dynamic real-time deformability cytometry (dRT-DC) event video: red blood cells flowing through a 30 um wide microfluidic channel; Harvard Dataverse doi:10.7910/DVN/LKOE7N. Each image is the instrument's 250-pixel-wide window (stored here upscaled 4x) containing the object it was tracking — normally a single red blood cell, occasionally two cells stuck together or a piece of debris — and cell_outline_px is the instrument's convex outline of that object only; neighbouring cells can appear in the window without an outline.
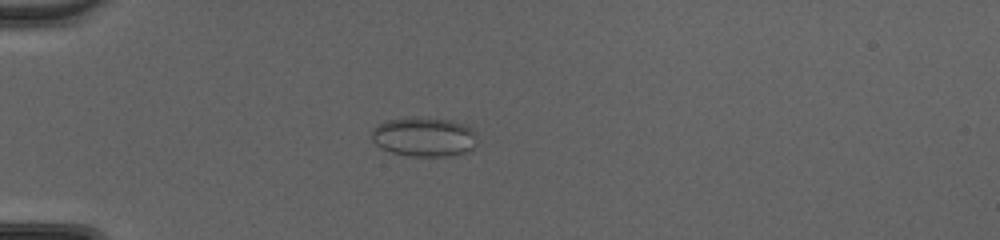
{"species": "common noctule bat (a hibernating species)", "species_latin": "Nyctalus noctula", "temperature_condition": "cold", "stored_images_in_passage": 49, "camera_frame_rate_fps": 3000, "um_per_image_px": 0.085, "animal": {"sex": "female", "body_mass_g": 20.0, "forearm_length_mm": 54.0}, "frame": {"image": 1, "passage_image": 15, "time_ms": 4.667, "image_size_px": [1000, 240], "cell_outline_px": [[468, 148], [460, 152], [436, 156], [420, 156], [396, 152], [384, 148], [372, 136], [376, 128], [380, 124], [392, 120], [440, 120], [468, 128]], "centroid_in_image_um": [35.89, 11.67], "position_along_channel_um": 49.1, "area_um2": 20.69}}
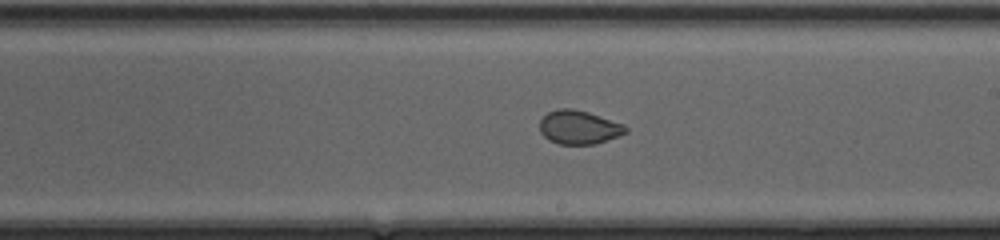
{"frame": {"image": 2, "passage_image": 30, "time_ms": 9.667, "image_size_px": [1000, 240], "cell_outline_px": [[628, 132], [592, 144], [560, 144], [544, 136], [540, 132], [540, 120], [548, 112], [560, 108], [568, 108], [588, 112], [620, 124], [628, 128]], "centroid_in_image_um": [49.16, 10.81], "position_along_channel_um": 239.8, "area_um2": 16.3}}
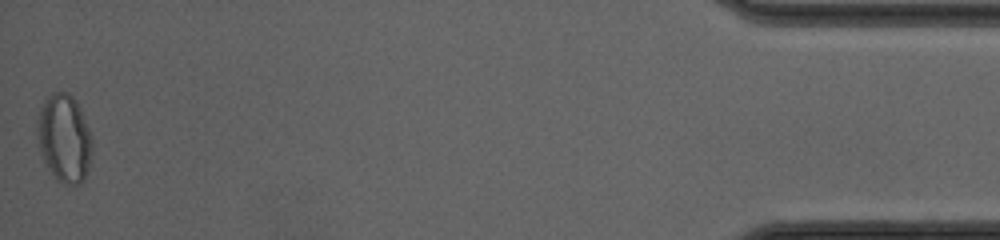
{"frame": {"image": 3, "passage_image": 49, "time_ms": 16.0, "image_size_px": [1000, 240], "cell_outline_px": [[88, 164], [84, 176], [76, 184], [72, 184], [60, 180], [52, 172], [40, 148], [40, 112], [44, 104], [56, 92], [68, 92], [72, 96], [80, 112], [88, 132]], "centroid_in_image_um": [5.45, 11.73], "position_along_channel_um": 429.7, "area_um2": 25.09}, "authors_computed_cell_mechanics": {"area_um2": 19.0451, "velocity_mm_per_s": 4.315, "shape_relaxation_time_tau1_ms": null, "shape_relaxation_time_tau2_ms": 0.8938, "deformation_change_tau1": null, "deformation_change_tau2": 0.0482}}